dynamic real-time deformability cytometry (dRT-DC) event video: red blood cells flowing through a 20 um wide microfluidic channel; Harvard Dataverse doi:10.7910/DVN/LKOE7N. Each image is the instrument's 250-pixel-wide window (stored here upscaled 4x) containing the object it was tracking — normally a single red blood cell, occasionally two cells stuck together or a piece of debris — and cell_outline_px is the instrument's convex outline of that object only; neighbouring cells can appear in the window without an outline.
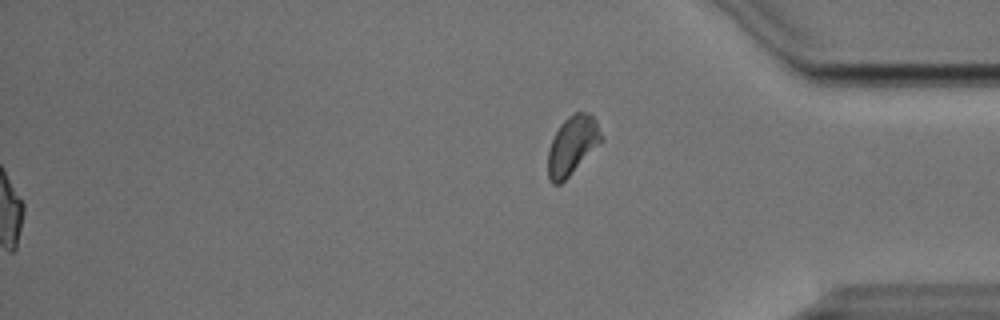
{"species": "Egyptian fruit bat (a non-hibernating species)", "species_latin": "Rousettus aegyptiacus", "temperature_condition": "cold", "stored_images_in_passage": 41, "segment_of_instrument_passage": [2, 2], "camera_frame_rate_fps": 3000, "um_per_image_px": 0.085, "animal": {"sex": "male"}, "frame": {"image": 1, "passage_image": 41, "time_ms": 13.333, "image_size_px": [1000, 320], "cell_outline_px": [[604, 140], [560, 184], [552, 184], [548, 176], [548, 148], [560, 124], [568, 116], [576, 112], [588, 112], [596, 120]], "centroid_in_image_um": [48.65, 12.34], "position_along_channel_um": 386.5, "area_um2": 18.09}}